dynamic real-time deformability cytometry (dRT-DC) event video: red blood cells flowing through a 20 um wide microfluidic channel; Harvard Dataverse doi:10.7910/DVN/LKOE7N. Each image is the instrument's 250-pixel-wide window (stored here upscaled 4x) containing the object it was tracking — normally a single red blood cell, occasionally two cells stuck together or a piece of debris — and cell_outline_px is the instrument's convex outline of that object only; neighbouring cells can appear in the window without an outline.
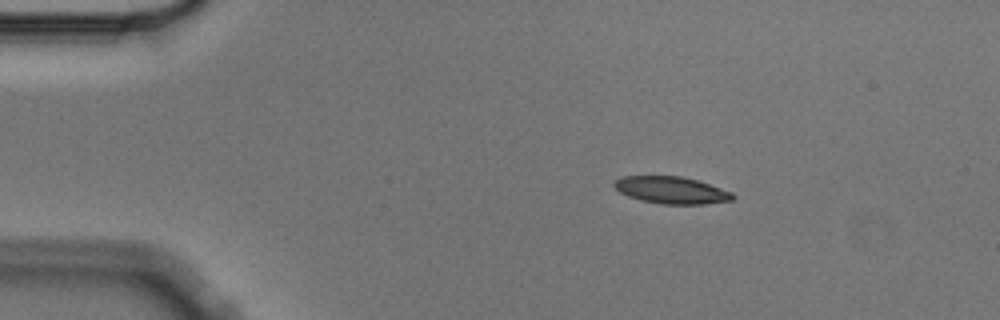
{"species": "Egyptian fruit bat (a non-hibernating species)", "species_latin": "Rousettus aegyptiacus", "temperature_condition": "cold", "stored_images_in_passage": 4, "camera_frame_rate_fps": 3000, "um_per_image_px": 0.085, "animal": {"sex": "male"}, "frame": {"image": 1, "passage_image": 2, "time_ms": 0.333, "image_size_px": [1000, 320], "cell_outline_px": [[736, 196], [732, 200], [704, 204], [660, 204], [640, 200], [628, 196], [620, 192], [612, 184], [620, 176], [680, 176], [696, 180], [732, 192]], "centroid_in_image_um": [57.05, 16.16], "position_along_channel_um": 28.0, "area_um2": 18.61}}